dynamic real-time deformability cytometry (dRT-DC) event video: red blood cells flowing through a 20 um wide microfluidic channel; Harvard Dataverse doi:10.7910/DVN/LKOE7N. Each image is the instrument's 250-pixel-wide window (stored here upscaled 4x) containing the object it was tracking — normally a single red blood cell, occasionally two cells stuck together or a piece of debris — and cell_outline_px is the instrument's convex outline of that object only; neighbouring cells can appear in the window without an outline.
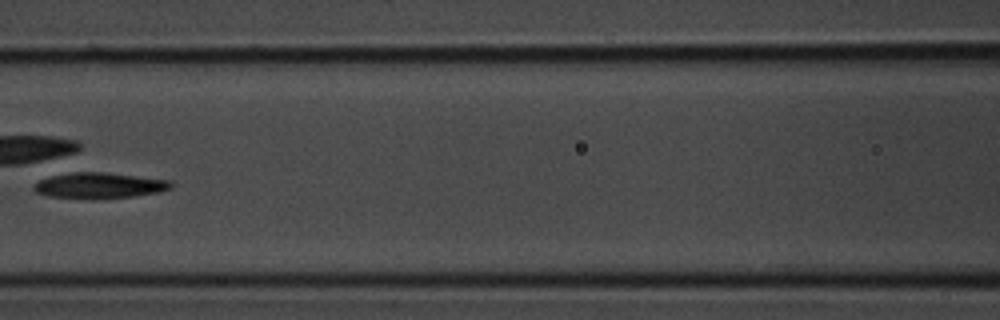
{"species": "common noctule bat (a hibernating species)", "species_latin": "Nyctalus noctula", "temperature_condition": "room temperature", "stored_images_in_passage": 17, "camera_frame_rate_fps": 3000, "um_per_image_px": 0.085, "animal": {"sex": "male", "body_mass_g": 20.1, "forearm_length_mm": 53.5}, "frame": {"image": 1, "passage_image": 6, "time_ms": 1.667, "image_size_px": [1000, 320], "cell_outline_px": [[172, 188], [160, 192], [132, 196], [92, 200], [48, 196], [36, 192], [32, 188], [40, 180], [60, 172], [104, 172], [168, 180], [172, 184]], "centroid_in_image_um": [8.39, 15.77], "position_along_channel_um": 158.2, "area_um2": 20.81}}